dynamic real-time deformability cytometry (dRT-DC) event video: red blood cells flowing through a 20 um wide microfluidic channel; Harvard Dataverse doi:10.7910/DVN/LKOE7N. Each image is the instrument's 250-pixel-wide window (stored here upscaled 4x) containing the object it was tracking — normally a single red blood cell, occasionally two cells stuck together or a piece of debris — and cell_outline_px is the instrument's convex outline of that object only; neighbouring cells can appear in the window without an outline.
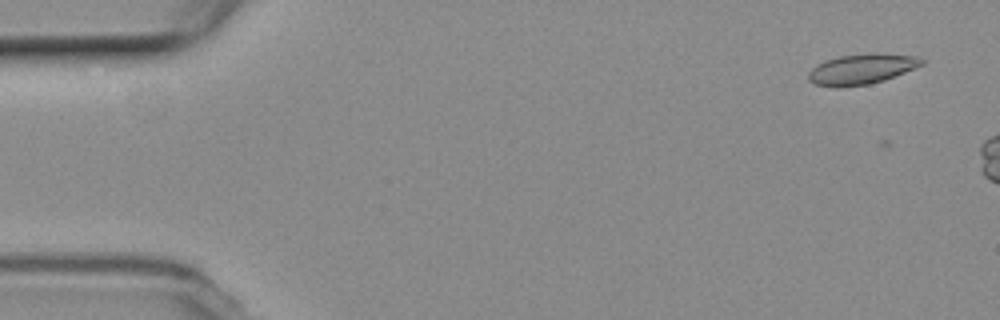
{"species": "common noctule bat (a hibernating species)", "species_latin": "Nyctalus noctula", "temperature_condition": "room temperature", "stored_images_in_passage": 4, "camera_frame_rate_fps": 3000, "um_per_image_px": 0.085, "animal": {"sex": "female", "body_mass_g": 19.3, "forearm_length_mm": 54.1}, "frame": {"image": 1, "passage_image": 3, "time_ms": 0.667, "image_size_px": [1000, 320], "cell_outline_px": [[924, 64], [884, 80], [868, 84], [836, 88], [816, 84], [808, 80], [808, 72], [816, 64], [824, 60], [840, 56], [868, 52], [872, 52], [916, 56], [924, 60]], "centroid_in_image_um": [73.2, 5.86], "position_along_channel_um": 11.8, "area_um2": 20.17}}